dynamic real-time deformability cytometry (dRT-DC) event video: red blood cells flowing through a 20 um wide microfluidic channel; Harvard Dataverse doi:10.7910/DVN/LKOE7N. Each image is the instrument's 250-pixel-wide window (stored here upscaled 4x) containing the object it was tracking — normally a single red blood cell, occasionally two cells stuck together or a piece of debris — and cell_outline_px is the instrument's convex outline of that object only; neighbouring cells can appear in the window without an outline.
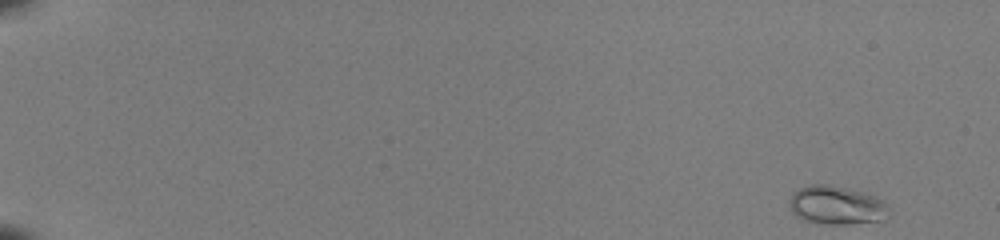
{"species": "common noctule bat (a hibernating species)", "species_latin": "Nyctalus noctula", "temperature_condition": "room temperature", "stored_images_in_passage": 15, "camera_frame_rate_fps": 3000, "um_per_image_px": 0.085, "animal": {"sex": "female", "body_mass_g": 22.0, "forearm_length_mm": 56.7}, "frame": {"image": 1, "passage_image": 1, "time_ms": 0.0, "image_size_px": [1000, 240], "cell_outline_px": [[888, 208], [880, 220], [848, 224], [824, 224], [804, 220], [792, 212], [788, 204], [788, 200], [800, 188], [812, 184], [828, 184], [876, 196], [884, 200], [888, 204]], "centroid_in_image_um": [71.06, 17.44], "position_along_channel_um": 13.9, "area_um2": 21.96}}